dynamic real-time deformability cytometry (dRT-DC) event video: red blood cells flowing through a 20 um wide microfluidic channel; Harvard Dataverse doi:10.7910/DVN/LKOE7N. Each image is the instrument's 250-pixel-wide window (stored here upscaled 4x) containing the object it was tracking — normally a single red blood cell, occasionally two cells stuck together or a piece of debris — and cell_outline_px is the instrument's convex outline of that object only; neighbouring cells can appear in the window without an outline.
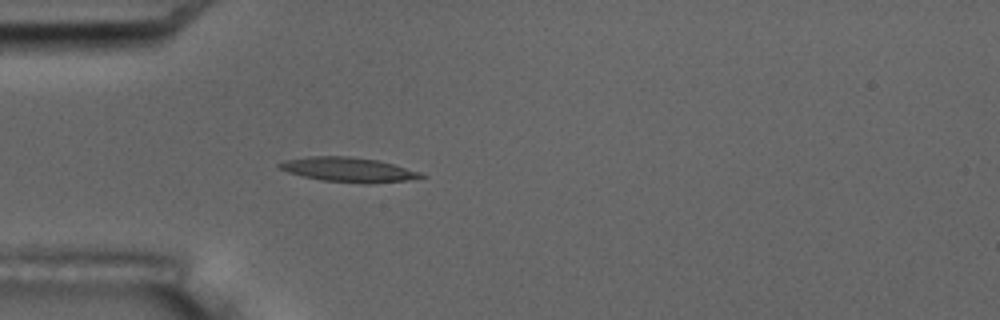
{"species": "common noctule bat (a hibernating species)", "species_latin": "Nyctalus noctula", "temperature_condition": "room temperature", "stored_images_in_passage": 4, "camera_frame_rate_fps": 3000, "um_per_image_px": 0.085, "animal": {"sex": "male", "body_mass_g": 17.5, "forearm_length_mm": 52.3}, "frame": {"image": 1, "passage_image": 4, "time_ms": 3.667, "image_size_px": [1000, 320], "cell_outline_px": [[428, 176], [408, 180], [368, 184], [364, 184], [320, 180], [288, 172], [280, 168], [276, 164], [284, 160], [312, 156], [348, 156], [376, 160], [392, 164], [420, 172]], "centroid_in_image_um": [29.61, 14.43], "position_along_channel_um": 55.4, "area_um2": 20.17}}